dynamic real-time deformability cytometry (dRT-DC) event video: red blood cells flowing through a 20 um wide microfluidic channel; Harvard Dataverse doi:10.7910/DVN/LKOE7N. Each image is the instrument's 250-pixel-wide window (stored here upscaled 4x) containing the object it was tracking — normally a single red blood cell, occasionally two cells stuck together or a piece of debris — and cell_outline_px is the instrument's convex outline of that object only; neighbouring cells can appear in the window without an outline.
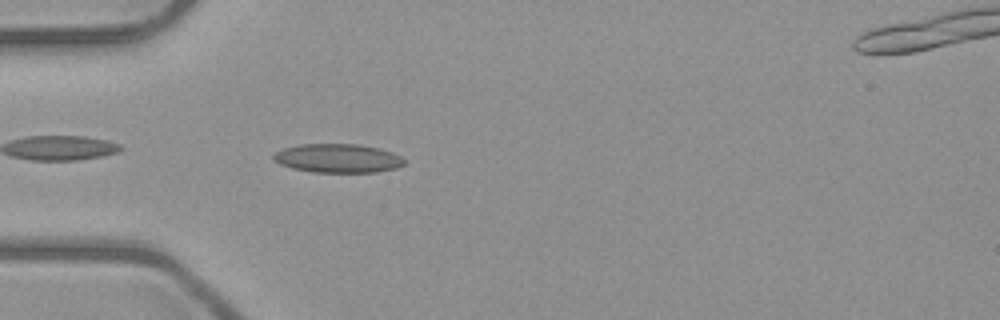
{"species": "common noctule bat (a hibernating species)", "species_latin": "Nyctalus noctula", "temperature_condition": "room temperature", "stored_images_in_passage": 6, "camera_frame_rate_fps": 3000, "um_per_image_px": 0.085, "animal": {"sex": "male", "body_mass_g": 23.1, "forearm_length_mm": 52.7}, "frame": {"image": 1, "passage_image": 6, "time_ms": 5.667, "image_size_px": [1000, 320], "cell_outline_px": [[404, 164], [396, 168], [376, 172], [312, 172], [292, 168], [280, 164], [272, 160], [272, 156], [276, 152], [284, 148], [300, 144], [360, 144], [380, 148], [392, 152], [400, 156], [404, 160]], "centroid_in_image_um": [28.7, 13.45], "position_along_channel_um": 56.3, "area_um2": 22.02}}